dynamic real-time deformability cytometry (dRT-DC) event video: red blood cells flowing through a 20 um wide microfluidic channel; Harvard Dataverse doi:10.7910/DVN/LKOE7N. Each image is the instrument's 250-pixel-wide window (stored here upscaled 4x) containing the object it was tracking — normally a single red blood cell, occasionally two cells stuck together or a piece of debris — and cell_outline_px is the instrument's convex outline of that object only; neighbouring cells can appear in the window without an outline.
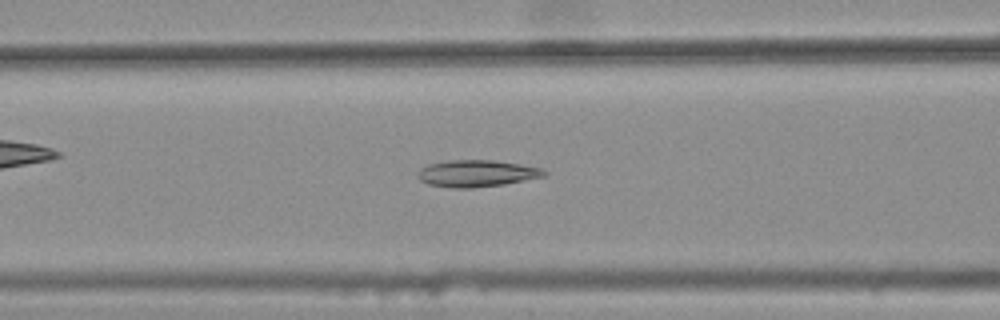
{"species": "common noctule bat (a hibernating species)", "species_latin": "Nyctalus noctula", "temperature_condition": "warm", "stored_images_in_passage": 44, "camera_frame_rate_fps": 3000, "um_per_image_px": 0.085, "animal": {"sex": "female", "body_mass_g": 25.1}, "frame": {"image": 1, "passage_image": 20, "time_ms": 6.333, "image_size_px": [1000, 320], "cell_outline_px": [[548, 172], [544, 176], [504, 184], [472, 188], [452, 188], [428, 184], [420, 180], [416, 176], [420, 168], [428, 164], [448, 160], [492, 160], [520, 164], [544, 168]], "centroid_in_image_um": [40.5, 14.74], "position_along_channel_um": 126.1, "area_um2": 19.83}}
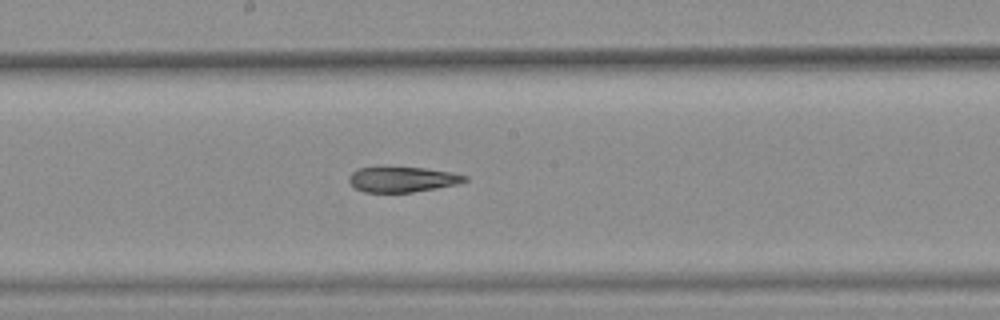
{"frame": {"image": 2, "passage_image": 27, "time_ms": 8.667, "image_size_px": [1000, 320], "cell_outline_px": [[468, 180], [456, 184], [436, 188], [412, 192], [364, 192], [356, 188], [348, 180], [348, 176], [356, 168], [428, 168], [452, 172], [468, 176]], "centroid_in_image_um": [34.22, 15.25], "position_along_channel_um": 214.0, "area_um2": 16.88}}
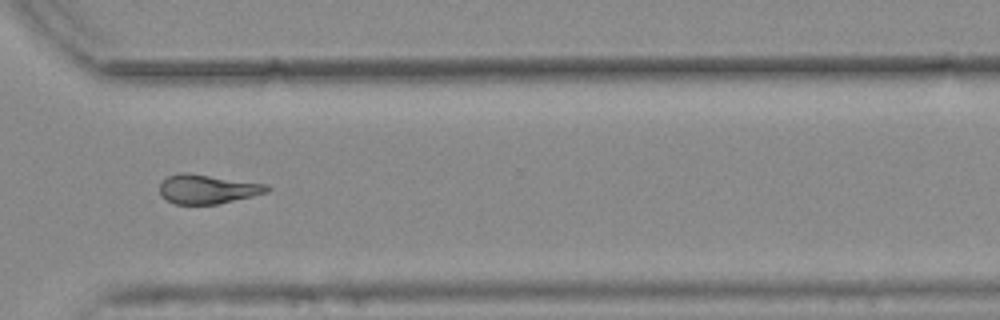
{"frame": {"image": 3, "passage_image": 38, "time_ms": 12.333, "image_size_px": [1000, 320], "cell_outline_px": [[272, 188], [268, 192], [252, 196], [216, 204], [176, 204], [164, 200], [160, 196], [160, 184], [168, 176], [176, 172], [188, 172], [268, 184]], "centroid_in_image_um": [17.62, 16.06], "position_along_channel_um": 353.0, "area_um2": 18.5}, "authors_computed_cell_mechanics": {"area_um2": 18.9295, "velocity_mm_per_s": 3.7791, "shape_relaxation_time_tau1_ms": null, "shape_relaxation_time_tau2_ms": 2.8234, "deformation_change_tau1": null, "deformation_change_tau2": 0.1031}}